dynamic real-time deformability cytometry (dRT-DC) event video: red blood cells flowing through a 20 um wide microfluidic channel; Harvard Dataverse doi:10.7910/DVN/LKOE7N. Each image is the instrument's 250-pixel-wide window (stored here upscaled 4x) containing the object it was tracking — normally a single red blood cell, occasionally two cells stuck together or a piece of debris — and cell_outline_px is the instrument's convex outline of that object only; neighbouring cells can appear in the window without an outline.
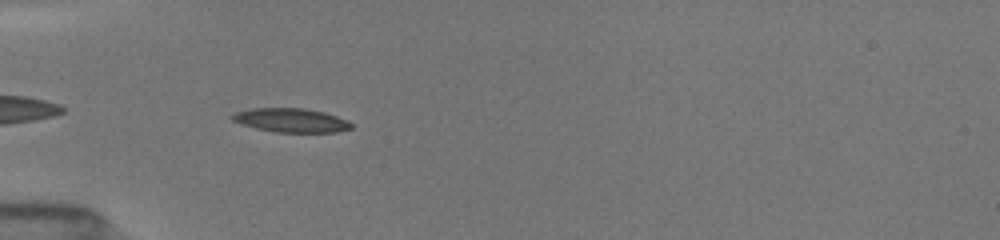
{"species": "common noctule bat (a hibernating species)", "species_latin": "Nyctalus noctula", "temperature_condition": "room temperature", "stored_images_in_passage": 28, "camera_frame_rate_fps": 3000, "um_per_image_px": 0.085, "animal": {"sex": "female", "body_mass_g": 19.5, "forearm_length_mm": 54.1}, "frame": {"image": 1, "passage_image": 3, "time_ms": 0.667, "image_size_px": [1000, 240], "cell_outline_px": [[352, 128], [336, 132], [276, 132], [256, 128], [240, 124], [232, 120], [228, 116], [236, 112], [252, 108], [304, 108], [324, 112], [348, 120], [352, 124]], "centroid_in_image_um": [24.72, 10.22], "position_along_channel_um": 60.3, "area_um2": 16.65}}
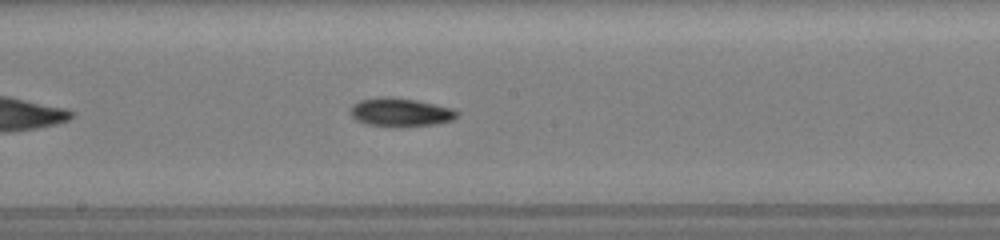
{"frame": {"image": 2, "passage_image": 15, "time_ms": 4.667, "image_size_px": [1000, 240], "cell_outline_px": [[460, 112], [452, 120], [436, 124], [364, 124], [356, 120], [352, 116], [352, 104], [360, 100], [380, 96], [392, 96], [416, 100], [436, 104], [452, 108]], "centroid_in_image_um": [34.04, 9.48], "position_along_channel_um": 214.2, "area_um2": 17.05}}
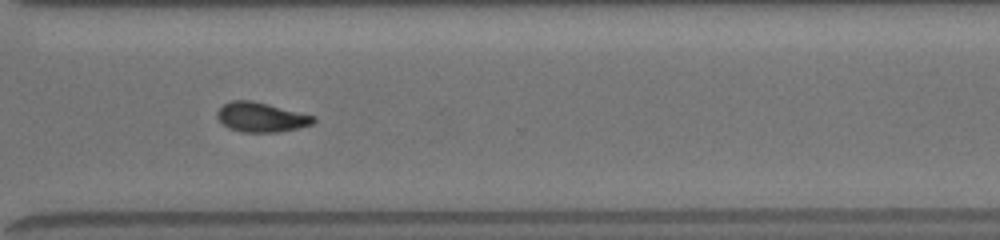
{"frame": {"image": 3, "passage_image": 25, "time_ms": 8.0, "image_size_px": [1000, 240], "cell_outline_px": [[316, 120], [312, 124], [296, 128], [276, 132], [244, 132], [228, 128], [216, 116], [216, 112], [224, 104], [232, 100], [252, 100], [316, 116]], "centroid_in_image_um": [22.19, 9.95], "position_along_channel_um": 348.4, "area_um2": 16.47}, "authors_computed_cell_mechanics": {"area_um2": 17.0221, "velocity_mm_per_s": 4.0327, "shape_relaxation_time_tau1_ms": 3.9605, "shape_relaxation_time_tau2_ms": null, "deformation_change_tau1": 0.1498, "deformation_change_tau2": null}}